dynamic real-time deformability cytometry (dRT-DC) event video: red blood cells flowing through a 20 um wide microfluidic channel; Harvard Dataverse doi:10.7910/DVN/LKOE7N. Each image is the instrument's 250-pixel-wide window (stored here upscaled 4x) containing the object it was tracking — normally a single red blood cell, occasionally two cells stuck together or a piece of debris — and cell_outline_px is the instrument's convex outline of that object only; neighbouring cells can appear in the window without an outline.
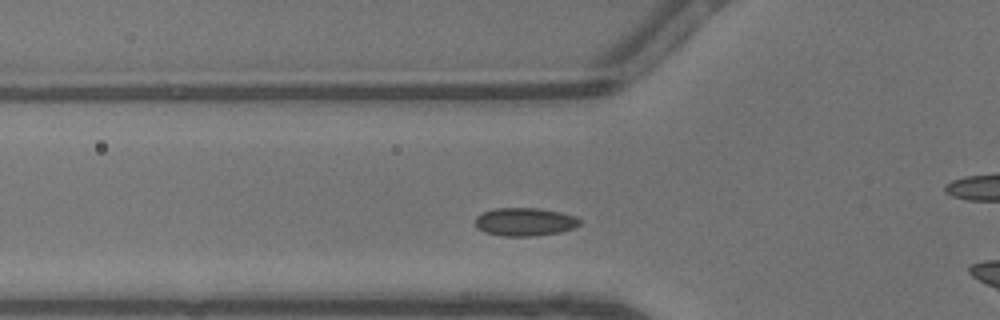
{"species": "common noctule bat (a hibernating species)", "species_latin": "Nyctalus noctula", "temperature_condition": "warm", "stored_images_in_passage": 26, "camera_frame_rate_fps": 3000, "um_per_image_px": 0.085, "animal": {"sex": "male", "body_mass_g": 13.3}, "frame": {"image": 1, "passage_image": 3, "time_ms": 0.667, "image_size_px": [1000, 320], "cell_outline_px": [[580, 224], [576, 228], [560, 232], [532, 236], [500, 236], [484, 232], [476, 228], [476, 216], [484, 212], [496, 208], [540, 208], [560, 212], [576, 216], [580, 220]], "centroid_in_image_um": [44.62, 18.86], "position_along_channel_um": 81.2, "area_um2": 17.28}}
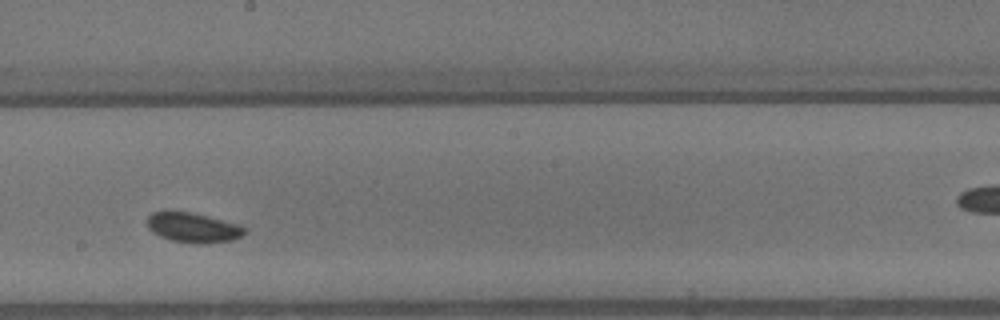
{"frame": {"image": 2, "passage_image": 13, "time_ms": 4.0, "image_size_px": [1000, 320], "cell_outline_px": [[248, 228], [240, 236], [232, 240], [204, 244], [196, 244], [168, 240], [152, 232], [148, 228], [148, 216], [152, 212], [192, 212], [240, 224]], "centroid_in_image_um": [16.43, 19.36], "position_along_channel_um": 231.8, "area_um2": 16.99}}
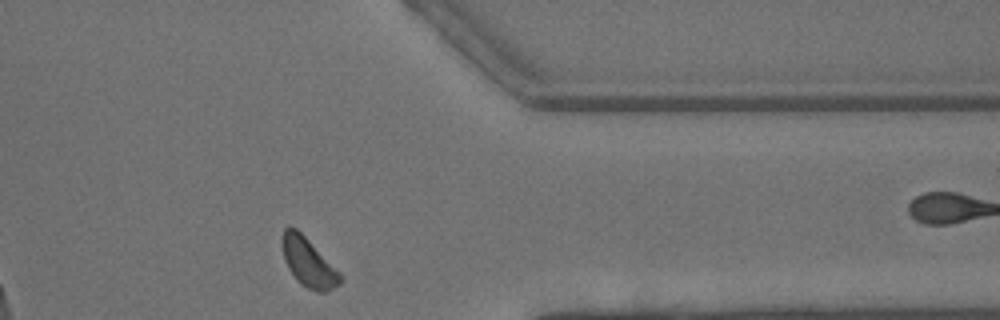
{"frame": {"image": 3, "passage_image": 24, "time_ms": 7.667, "image_size_px": [1000, 320], "cell_outline_px": [[344, 280], [340, 284], [328, 292], [316, 292], [308, 288], [296, 280], [288, 268], [284, 260], [280, 244], [280, 240], [284, 228], [296, 228], [344, 276]], "centroid_in_image_um": [26.21, 22.33], "position_along_channel_um": 385.2, "area_um2": 16.65}}